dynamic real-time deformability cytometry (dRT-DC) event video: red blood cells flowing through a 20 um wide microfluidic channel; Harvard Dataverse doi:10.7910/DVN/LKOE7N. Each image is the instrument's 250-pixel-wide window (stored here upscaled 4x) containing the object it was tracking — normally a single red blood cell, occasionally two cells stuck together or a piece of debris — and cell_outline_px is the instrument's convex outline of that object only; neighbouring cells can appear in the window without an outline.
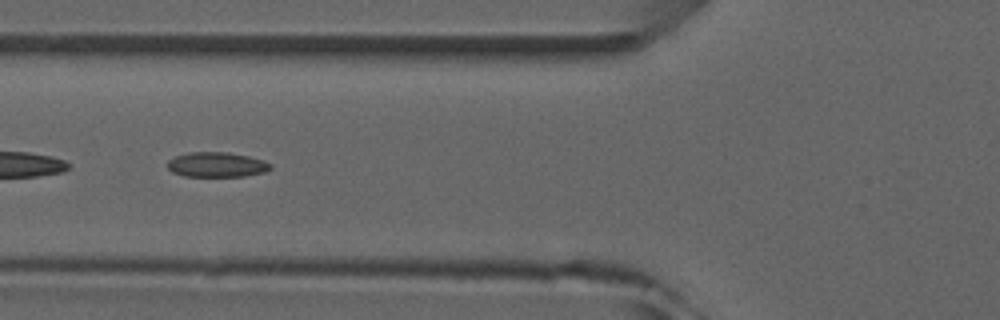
{"species": "common noctule bat (a hibernating species)", "species_latin": "Nyctalus noctula", "temperature_condition": "room temperature", "stored_images_in_passage": 5, "camera_frame_rate_fps": 3000, "um_per_image_px": 0.085, "animal": {"sex": "male", "forearm_length_mm": 52.5}, "frame": {"image": 1, "passage_image": 5, "time_ms": 4.333, "image_size_px": [1000, 320], "cell_outline_px": [[272, 168], [264, 172], [244, 176], [184, 176], [172, 172], [168, 168], [168, 160], [176, 156], [188, 152], [228, 152], [248, 156], [264, 160], [272, 164]], "centroid_in_image_um": [18.43, 13.99], "position_along_channel_um": 107.4, "area_um2": 14.97}}